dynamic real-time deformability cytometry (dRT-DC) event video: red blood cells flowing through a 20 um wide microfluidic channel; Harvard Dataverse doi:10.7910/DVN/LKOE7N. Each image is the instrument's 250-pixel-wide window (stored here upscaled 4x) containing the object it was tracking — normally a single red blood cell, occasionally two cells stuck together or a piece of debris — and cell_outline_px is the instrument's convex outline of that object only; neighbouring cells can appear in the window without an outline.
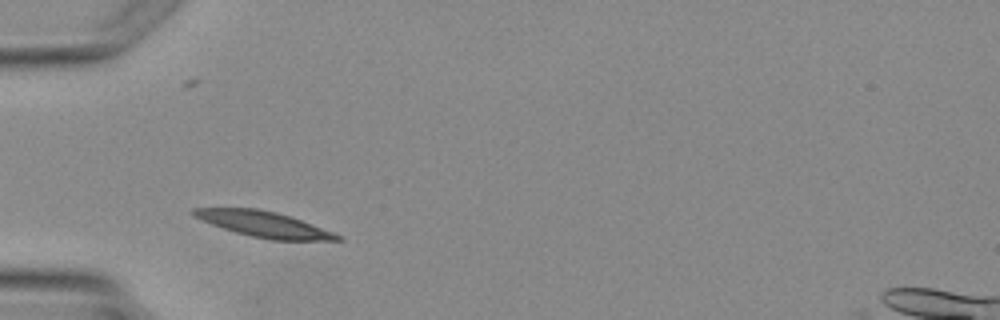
{"species": "Egyptian fruit bat (a non-hibernating species)", "species_latin": "Rousettus aegyptiacus", "temperature_condition": "warm", "stored_images_in_passage": 2, "camera_frame_rate_fps": 3000, "um_per_image_px": 0.085, "animal": {"sex": "female"}, "frame": {"image": 1, "passage_image": 1, "time_ms": 0.0, "image_size_px": [1000, 320], "cell_outline_px": [[344, 240], [272, 240], [252, 236], [236, 232], [212, 224], [196, 216], [192, 212], [192, 208], [256, 208], [276, 212], [336, 232], [344, 236]], "centroid_in_image_um": [22.52, 19.07], "position_along_channel_um": 62.5, "area_um2": 21.15}}
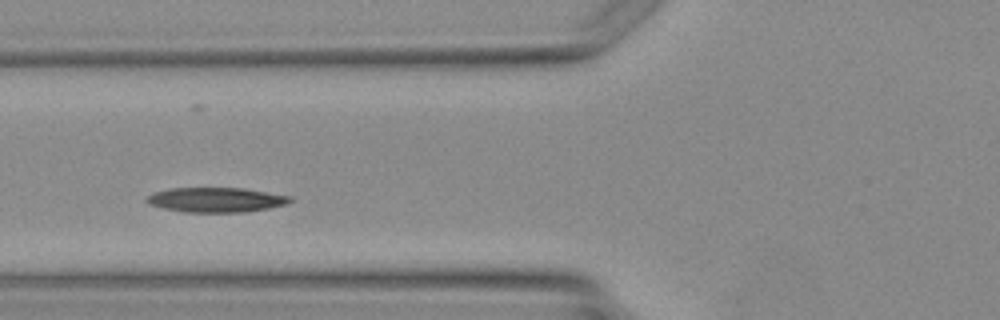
{"frame": {"image": 2, "passage_image": 2, "time_ms": 1.0, "image_size_px": [1000, 320], "cell_outline_px": [[292, 200], [288, 204], [268, 208], [244, 212], [184, 212], [164, 208], [148, 204], [144, 200], [152, 192], [168, 188], [244, 188], [292, 196]], "centroid_in_image_um": [18.35, 16.98], "position_along_channel_um": 107.4, "area_um2": 20.81}}